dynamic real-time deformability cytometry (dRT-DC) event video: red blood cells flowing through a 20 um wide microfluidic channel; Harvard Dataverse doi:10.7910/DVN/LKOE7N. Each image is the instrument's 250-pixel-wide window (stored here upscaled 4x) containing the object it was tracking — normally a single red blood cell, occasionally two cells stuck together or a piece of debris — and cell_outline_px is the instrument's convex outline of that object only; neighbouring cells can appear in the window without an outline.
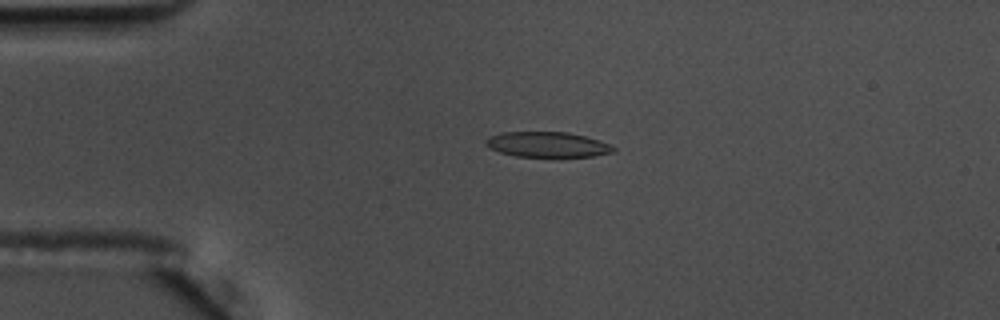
{"species": "common noctule bat (a hibernating species)", "species_latin": "Nyctalus noctula", "temperature_condition": "warm", "stored_images_in_passage": 56, "camera_frame_rate_fps": 3000, "um_per_image_px": 0.085, "animal": {"sex": "male", "body_mass_g": 17.5, "forearm_length_mm": 52.3}, "frame": {"image": 1, "passage_image": 13, "time_ms": 4.0, "image_size_px": [1000, 320], "cell_outline_px": [[616, 152], [592, 156], [560, 160], [516, 156], [500, 152], [488, 148], [484, 144], [484, 140], [488, 136], [500, 132], [568, 132], [600, 140], [612, 144], [616, 148]], "centroid_in_image_um": [46.56, 12.33], "position_along_channel_um": 38.4, "area_um2": 20.06}}
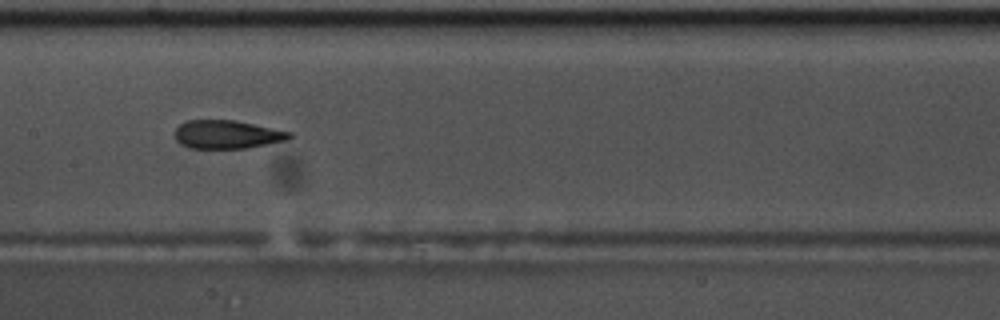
{"frame": {"image": 2, "passage_image": 28, "time_ms": 9.0, "image_size_px": [1000, 320], "cell_outline_px": [[296, 136], [288, 140], [248, 148], [188, 148], [180, 144], [176, 140], [176, 128], [180, 124], [188, 120], [236, 120], [292, 132]], "centroid_in_image_um": [19.35, 11.43], "position_along_channel_um": 188.0, "area_um2": 19.13}}
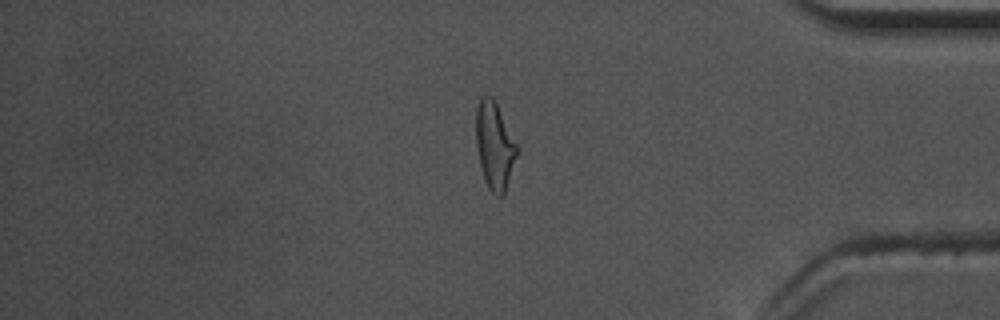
{"frame": {"image": 3, "passage_image": 47, "time_ms": 15.333, "image_size_px": [1000, 320], "cell_outline_px": [[520, 148], [504, 196], [496, 196], [488, 188], [484, 180], [480, 164], [476, 144], [476, 108], [480, 100], [484, 96], [492, 96]], "centroid_in_image_um": [42.06, 12.43], "position_along_channel_um": 393.1, "area_um2": 20.98}, "authors_computed_cell_mechanics": {"area_um2": 19.941, "velocity_mm_per_s": 3.6382, "shape_relaxation_time_tau1_ms": 9.9484, "shape_relaxation_time_tau2_ms": 2.1726, "deformation_change_tau1": 0.245, "deformation_change_tau2": 0.1052}}